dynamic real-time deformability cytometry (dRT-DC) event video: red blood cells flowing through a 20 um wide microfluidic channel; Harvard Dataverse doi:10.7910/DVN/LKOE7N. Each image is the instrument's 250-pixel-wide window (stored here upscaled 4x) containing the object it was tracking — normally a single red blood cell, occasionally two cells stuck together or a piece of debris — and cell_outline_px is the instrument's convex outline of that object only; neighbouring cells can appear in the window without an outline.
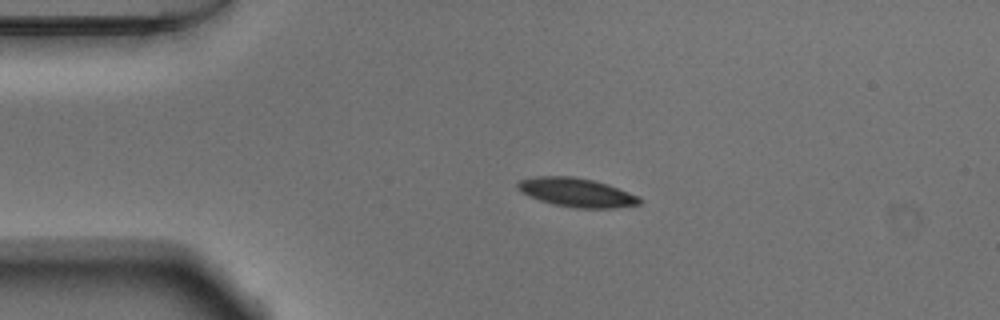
{"species": "Egyptian fruit bat (a non-hibernating species)", "species_latin": "Rousettus aegyptiacus", "temperature_condition": "warm", "stored_images_in_passage": 43, "camera_frame_rate_fps": 3000, "um_per_image_px": 0.085, "animal": {"sex": "male"}, "frame": {"image": 1, "passage_image": 1, "time_ms": 0.0, "image_size_px": [1000, 320], "cell_outline_px": [[640, 204], [616, 208], [576, 208], [552, 204], [540, 200], [520, 192], [516, 188], [516, 184], [520, 180], [536, 176], [572, 176], [592, 180], [616, 188], [636, 196], [640, 200]], "centroid_in_image_um": [48.93, 16.36], "position_along_channel_um": 36.1, "area_um2": 20.17}}
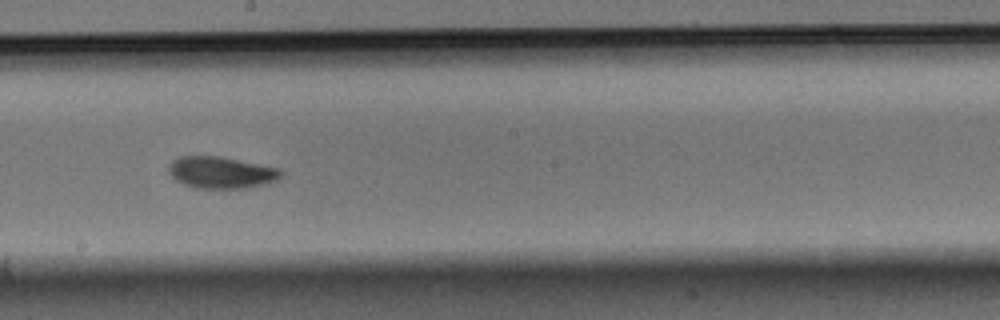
{"frame": {"image": 2, "passage_image": 19, "time_ms": 6.0, "image_size_px": [1000, 320], "cell_outline_px": [[284, 172], [276, 180], [264, 184], [248, 188], [196, 188], [184, 184], [176, 180], [168, 172], [168, 164], [172, 160], [180, 156], [220, 156], [280, 168]], "centroid_in_image_um": [18.79, 14.65], "position_along_channel_um": 229.4, "area_um2": 20.87}}
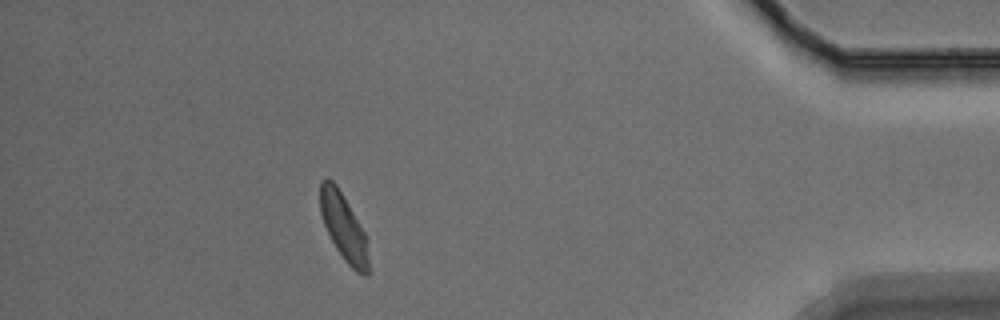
{"frame": {"image": 3, "passage_image": 37, "time_ms": 12.0, "image_size_px": [1000, 320], "cell_outline_px": [[368, 276], [364, 276], [356, 272], [344, 260], [336, 248], [324, 224], [320, 212], [320, 180], [328, 176], [336, 184], [364, 232], [368, 260]], "centroid_in_image_um": [29.18, 19.29], "position_along_channel_um": 406.0, "area_um2": 18.44}, "authors_computed_cell_mechanics": {"area_um2": 20.1722, "velocity_mm_per_s": 3.7912, "shape_relaxation_time_tau1_ms": 2.2042, "shape_relaxation_time_tau2_ms": 3.1314, "deformation_change_tau1": 0.1346, "deformation_change_tau2": 0.081}}